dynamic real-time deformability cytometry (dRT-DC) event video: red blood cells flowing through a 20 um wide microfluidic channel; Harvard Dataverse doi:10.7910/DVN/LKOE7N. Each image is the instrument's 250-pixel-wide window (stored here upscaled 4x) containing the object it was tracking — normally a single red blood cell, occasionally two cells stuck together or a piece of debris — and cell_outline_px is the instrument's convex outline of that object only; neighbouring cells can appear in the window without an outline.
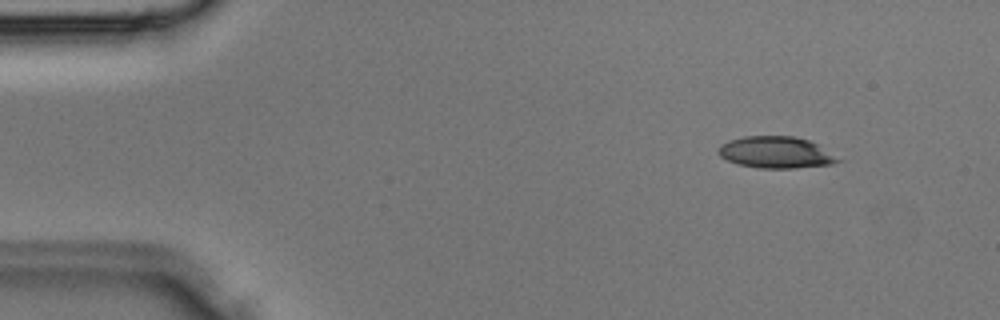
{"species": "Egyptian fruit bat (a non-hibernating species)", "species_latin": "Rousettus aegyptiacus", "temperature_condition": "room temperature", "stored_images_in_passage": 34, "camera_frame_rate_fps": 3000, "um_per_image_px": 0.085, "animal": {"sex": "male"}, "frame": {"image": 1, "passage_image": 3, "time_ms": 0.667, "image_size_px": [1000, 320], "cell_outline_px": [[844, 160], [832, 164], [796, 168], [760, 168], [736, 164], [720, 156], [716, 152], [720, 144], [728, 140], [744, 136], [792, 136], [808, 140], [820, 144]], "centroid_in_image_um": [65.98, 12.95], "position_along_channel_um": 19.0, "area_um2": 22.43}}
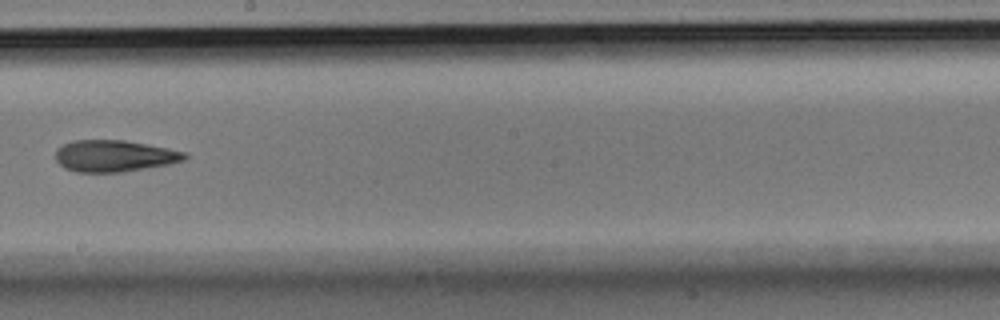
{"frame": {"image": 2, "passage_image": 19, "time_ms": 6.0, "image_size_px": [1000, 320], "cell_outline_px": [[188, 156], [184, 160], [168, 164], [124, 172], [76, 172], [64, 168], [56, 160], [56, 148], [72, 140], [124, 140], [168, 148], [188, 152]], "centroid_in_image_um": [9.71, 13.25], "position_along_channel_um": 238.5, "area_um2": 23.87}}
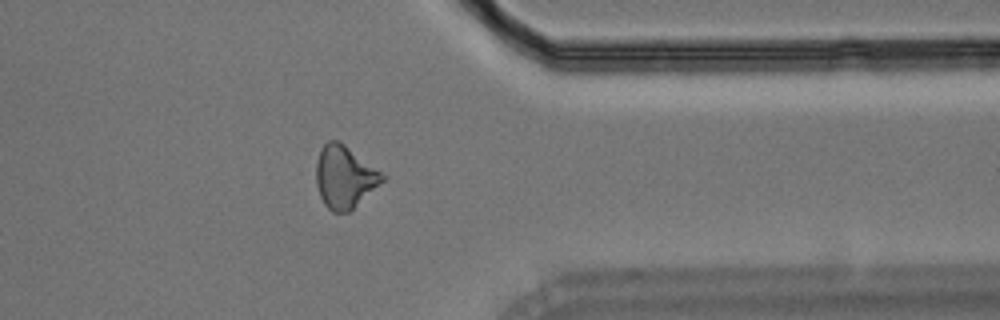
{"frame": {"image": 3, "passage_image": 27, "time_ms": 8.667, "image_size_px": [1000, 320], "cell_outline_px": [[388, 176], [384, 180], [348, 212], [332, 212], [324, 204], [320, 196], [316, 184], [316, 164], [320, 148], [328, 140], [336, 140], [344, 144]], "centroid_in_image_um": [29.28, 15.02], "position_along_channel_um": 382.1, "area_um2": 23.93}}